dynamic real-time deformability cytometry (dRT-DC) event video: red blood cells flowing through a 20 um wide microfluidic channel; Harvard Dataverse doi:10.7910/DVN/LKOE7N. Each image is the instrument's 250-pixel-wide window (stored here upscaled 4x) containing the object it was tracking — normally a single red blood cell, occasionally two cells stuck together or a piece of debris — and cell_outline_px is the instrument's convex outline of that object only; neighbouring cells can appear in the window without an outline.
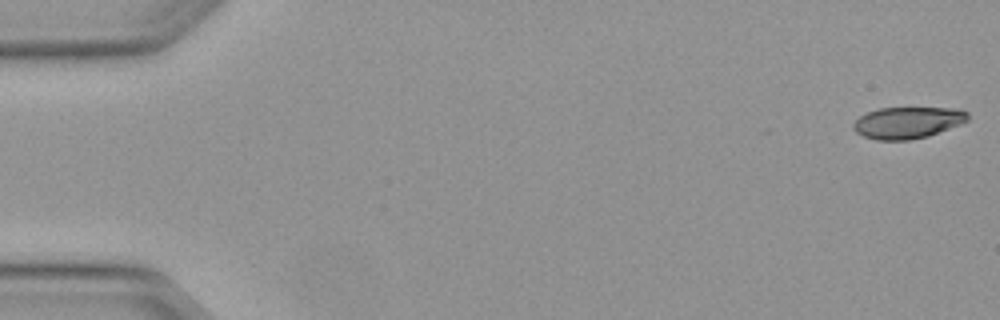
{"species": "Egyptian fruit bat (a non-hibernating species)", "species_latin": "Rousettus aegyptiacus", "temperature_condition": "warm", "stored_images_in_passage": 4, "camera_frame_rate_fps": 3000, "um_per_image_px": 0.085, "animal": {"sex": "female"}, "frame": {"image": 1, "passage_image": 1, "time_ms": 0.0, "image_size_px": [1000, 320], "cell_outline_px": [[968, 120], [960, 124], [928, 136], [908, 140], [876, 140], [864, 136], [856, 132], [852, 128], [852, 124], [860, 116], [868, 112], [880, 108], [960, 108], [968, 112]], "centroid_in_image_um": [77.15, 10.42], "position_along_channel_um": 7.9, "area_um2": 21.04}}
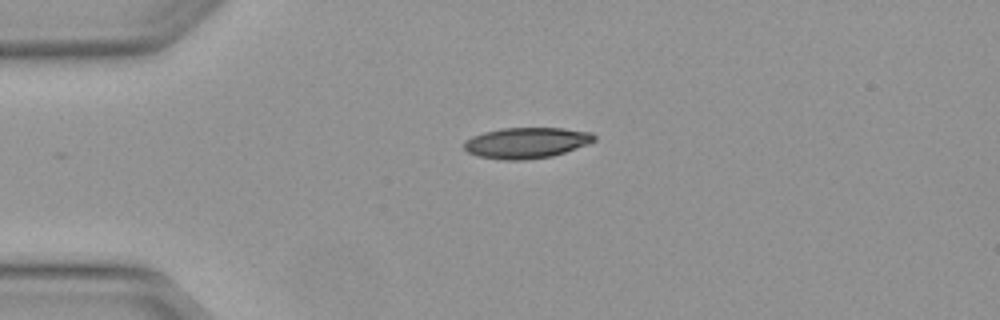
{"frame": {"image": 2, "passage_image": 4, "time_ms": 1.0, "image_size_px": [1000, 320], "cell_outline_px": [[596, 140], [588, 144], [552, 156], [524, 160], [504, 160], [480, 156], [468, 152], [464, 148], [464, 140], [472, 136], [484, 132], [504, 128], [564, 128], [592, 132], [596, 136]], "centroid_in_image_um": [44.76, 12.13], "position_along_channel_um": 40.2, "area_um2": 23.35}}